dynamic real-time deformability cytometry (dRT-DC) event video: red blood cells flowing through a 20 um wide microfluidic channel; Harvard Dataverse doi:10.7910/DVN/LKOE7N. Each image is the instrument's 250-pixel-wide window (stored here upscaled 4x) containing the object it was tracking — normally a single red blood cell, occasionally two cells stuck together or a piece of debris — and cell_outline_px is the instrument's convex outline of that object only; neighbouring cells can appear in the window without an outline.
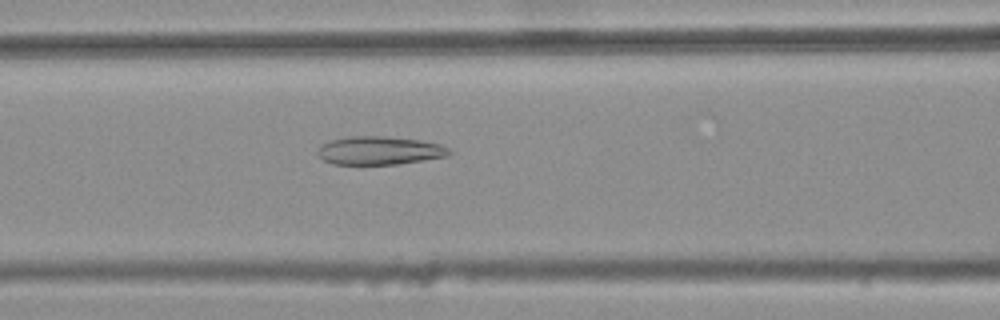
{"species": "common noctule bat (a hibernating species)", "species_latin": "Nyctalus noctula", "temperature_condition": "warm", "stored_images_in_passage": 48, "camera_frame_rate_fps": 3000, "um_per_image_px": 0.085, "animal": {"sex": "female", "body_mass_g": 25.1}, "frame": {"image": 1, "passage_image": 22, "time_ms": 7.0, "image_size_px": [1000, 320], "cell_outline_px": [[452, 152], [448, 156], [396, 164], [332, 164], [324, 160], [316, 152], [324, 144], [332, 140], [348, 136], [384, 136], [420, 140], [440, 144], [448, 148]], "centroid_in_image_um": [32.27, 12.79], "position_along_channel_um": 134.3, "area_um2": 21.5}}
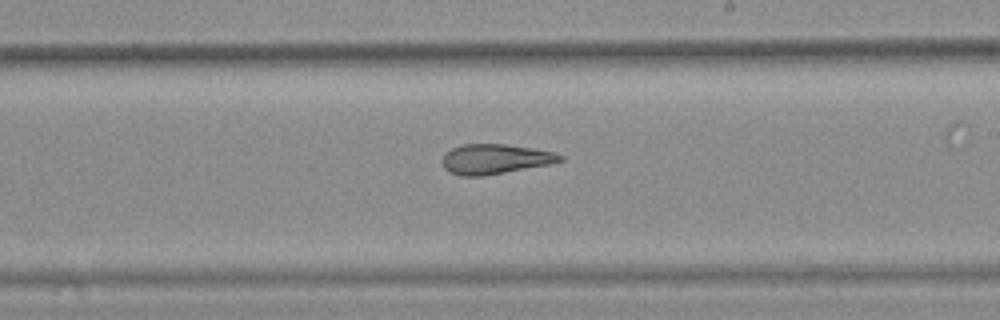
{"frame": {"image": 2, "passage_image": 31, "time_ms": 10.0, "image_size_px": [1000, 320], "cell_outline_px": [[564, 160], [552, 164], [484, 176], [460, 176], [444, 168], [440, 160], [444, 152], [460, 144], [504, 144], [532, 148], [552, 152], [564, 156]], "centroid_in_image_um": [42.05, 13.52], "position_along_channel_um": 246.9, "area_um2": 20.75}}
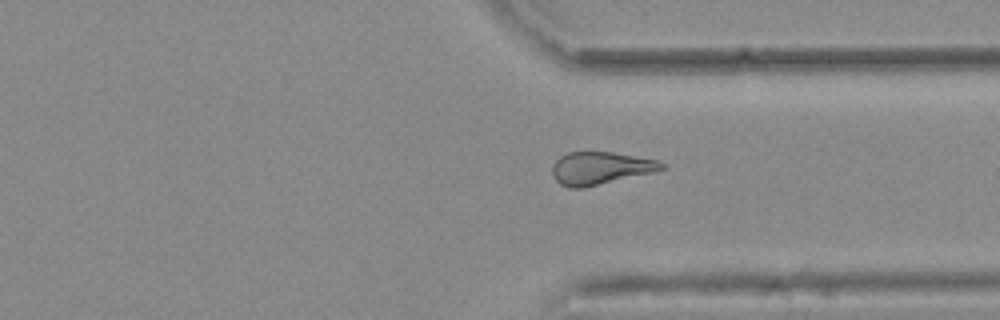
{"frame": {"image": 3, "passage_image": 40, "time_ms": 13.0, "image_size_px": [1000, 320], "cell_outline_px": [[668, 168], [652, 172], [580, 188], [568, 188], [560, 184], [552, 176], [552, 164], [560, 156], [568, 152], [612, 152], [656, 160], [664, 164]], "centroid_in_image_um": [50.98, 14.28], "position_along_channel_um": 360.4, "area_um2": 20.52}, "authors_computed_cell_mechanics": {"area_um2": 22.1952, "velocity_mm_per_s": 3.7604, "shape_relaxation_time_tau1_ms": null, "shape_relaxation_time_tau2_ms": 3.6153, "deformation_change_tau1": null, "deformation_change_tau2": 0.1312}}